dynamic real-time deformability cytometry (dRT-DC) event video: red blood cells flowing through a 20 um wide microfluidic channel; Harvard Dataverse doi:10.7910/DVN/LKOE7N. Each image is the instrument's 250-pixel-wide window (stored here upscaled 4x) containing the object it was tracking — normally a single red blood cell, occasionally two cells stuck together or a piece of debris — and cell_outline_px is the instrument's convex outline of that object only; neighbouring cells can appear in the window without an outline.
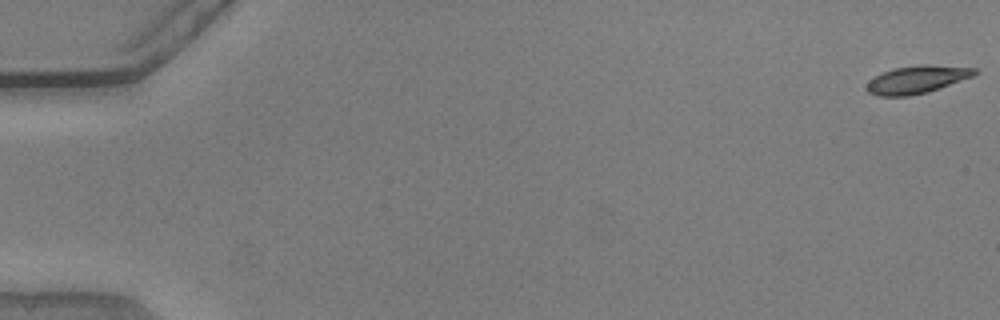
{"species": "common noctule bat (a hibernating species)", "species_latin": "Nyctalus noctula", "temperature_condition": "warm", "stored_images_in_passage": 43, "camera_frame_rate_fps": 3000, "um_per_image_px": 0.085, "animal": {"sex": "male", "body_mass_g": 20.5, "forearm_length_mm": 52.5}, "frame": {"image": 1, "passage_image": 1, "time_ms": 0.0, "image_size_px": [1000, 320], "cell_outline_px": [[980, 72], [972, 76], [928, 92], [908, 96], [880, 96], [868, 92], [864, 88], [868, 80], [892, 68], [920, 64], [928, 64], [976, 68]], "centroid_in_image_um": [77.91, 6.75], "position_along_channel_um": 7.1, "area_um2": 17.51}}
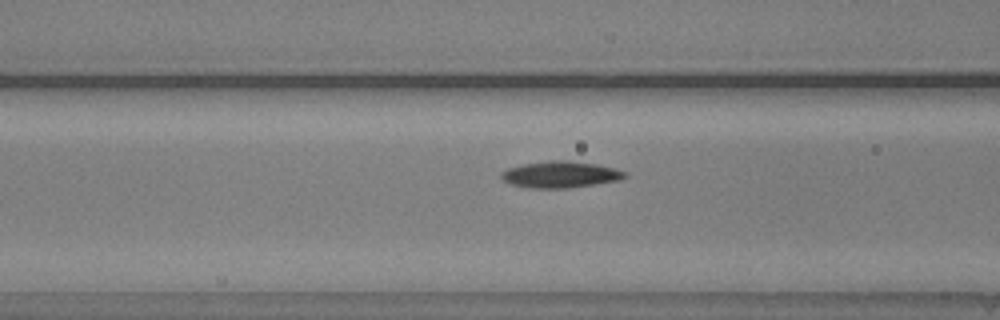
{"frame": {"image": 2, "passage_image": 23, "time_ms": 7.333, "image_size_px": [1000, 320], "cell_outline_px": [[628, 176], [620, 180], [596, 184], [568, 188], [528, 188], [512, 184], [504, 180], [500, 176], [500, 172], [508, 168], [524, 164], [552, 160], [568, 160], [596, 164], [616, 168], [628, 172]], "centroid_in_image_um": [47.68, 14.83], "position_along_channel_um": 118.9, "area_um2": 19.19}}
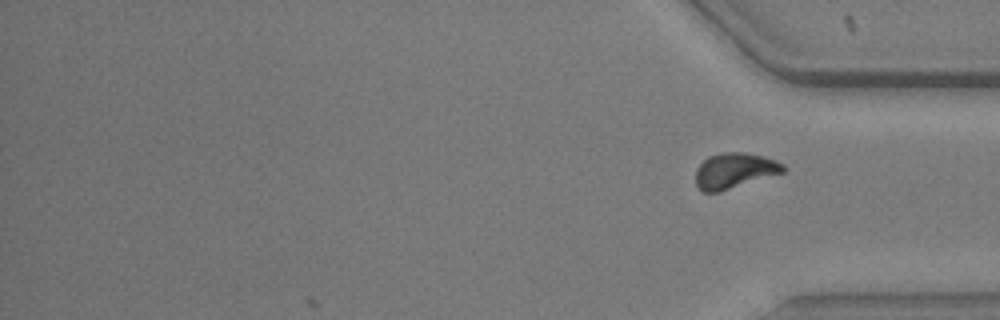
{"frame": {"image": 3, "passage_image": 43, "time_ms": 14.0, "image_size_px": [1000, 320], "cell_outline_px": [[784, 172], [720, 192], [700, 192], [696, 184], [696, 168], [708, 156], [724, 152], [744, 152], [776, 160], [784, 164]], "centroid_in_image_um": [62.4, 14.52], "position_along_channel_um": 372.8, "area_um2": 18.09}, "authors_computed_cell_mechanics": {"area_um2": 18.0914, "velocity_mm_per_s": 3.8235, "shape_relaxation_time_tau1_ms": 3.1397, "shape_relaxation_time_tau2_ms": null, "deformation_change_tau1": 0.1215, "deformation_change_tau2": null}}